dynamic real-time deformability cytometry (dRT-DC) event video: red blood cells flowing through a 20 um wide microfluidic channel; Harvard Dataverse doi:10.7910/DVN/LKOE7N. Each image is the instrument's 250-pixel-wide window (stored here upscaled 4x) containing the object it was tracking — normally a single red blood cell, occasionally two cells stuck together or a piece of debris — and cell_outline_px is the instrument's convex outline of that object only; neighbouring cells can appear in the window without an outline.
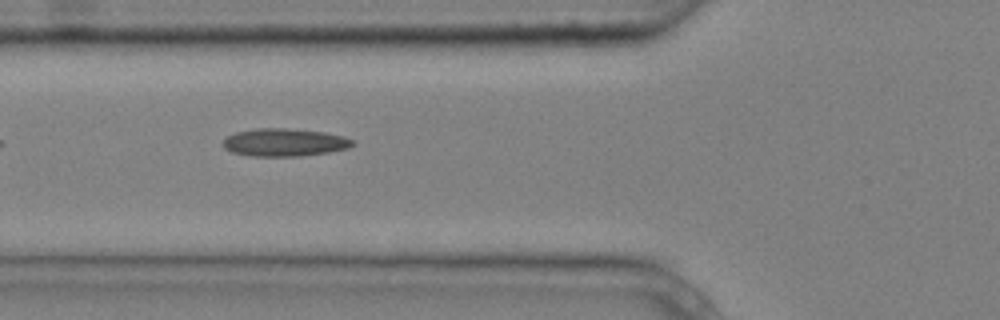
{"species": "common noctule bat (a hibernating species)", "species_latin": "Nyctalus noctula", "temperature_condition": "cold", "stored_images_in_passage": 4, "camera_frame_rate_fps": 3000, "um_per_image_px": 0.085, "animal": {"sex": "male", "body_mass_g": 20.4}, "frame": {"image": 1, "passage_image": 4, "time_ms": 1.0, "image_size_px": [1000, 320], "cell_outline_px": [[356, 144], [348, 148], [328, 152], [300, 156], [252, 156], [232, 152], [224, 148], [224, 140], [228, 136], [236, 132], [256, 128], [284, 128], [324, 132], [344, 136], [352, 140]], "centroid_in_image_um": [24.19, 12.1], "position_along_channel_um": 101.6, "area_um2": 20.87}}